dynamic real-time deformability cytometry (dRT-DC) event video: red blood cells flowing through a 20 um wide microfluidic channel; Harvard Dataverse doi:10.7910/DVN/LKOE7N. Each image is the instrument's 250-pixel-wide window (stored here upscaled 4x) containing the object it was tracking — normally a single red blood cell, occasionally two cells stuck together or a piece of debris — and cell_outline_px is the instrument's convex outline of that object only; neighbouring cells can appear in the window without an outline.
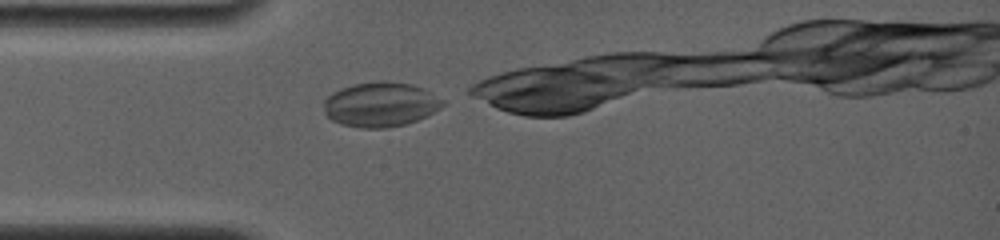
{"species": "common noctule bat (a hibernating species)", "species_latin": "Nyctalus noctula", "temperature_condition": "room temperature", "stored_images_in_passage": 5, "camera_frame_rate_fps": 4000, "um_per_image_px": 0.085, "animal": {"sex": "female", "body_mass_g": 19.0, "forearm_length_mm": 56.7}, "frame": {"image": 1, "passage_image": 1, "time_ms": 0.0, "image_size_px": [1000, 240], "cell_outline_px": [[444, 104], [440, 108], [428, 116], [404, 124], [388, 128], [360, 128], [340, 124], [332, 120], [324, 112], [324, 100], [332, 92], [340, 88], [352, 84], [380, 80], [384, 80], [412, 84], [424, 88], [432, 92], [444, 100]], "centroid_in_image_um": [32.35, 8.87], "position_along_channel_um": 52.7, "area_um2": 31.33}}
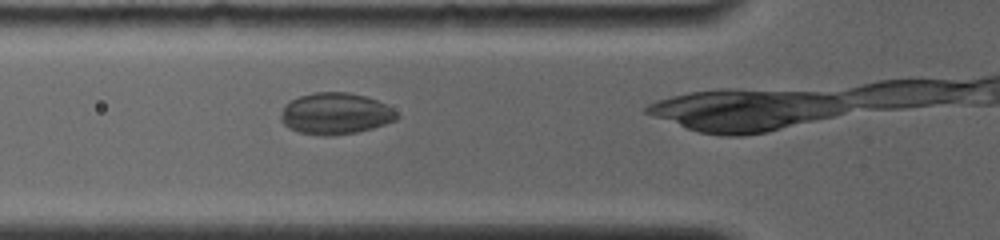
{"frame": {"image": 2, "passage_image": 4, "time_ms": 1.25, "image_size_px": [1000, 240], "cell_outline_px": [[400, 116], [396, 120], [372, 128], [356, 132], [332, 136], [324, 136], [300, 132], [288, 128], [280, 120], [280, 116], [284, 104], [300, 96], [316, 92], [348, 92], [364, 96], [376, 100], [384, 104], [396, 112]], "centroid_in_image_um": [28.48, 9.66], "position_along_channel_um": 97.3, "area_um2": 27.92}}